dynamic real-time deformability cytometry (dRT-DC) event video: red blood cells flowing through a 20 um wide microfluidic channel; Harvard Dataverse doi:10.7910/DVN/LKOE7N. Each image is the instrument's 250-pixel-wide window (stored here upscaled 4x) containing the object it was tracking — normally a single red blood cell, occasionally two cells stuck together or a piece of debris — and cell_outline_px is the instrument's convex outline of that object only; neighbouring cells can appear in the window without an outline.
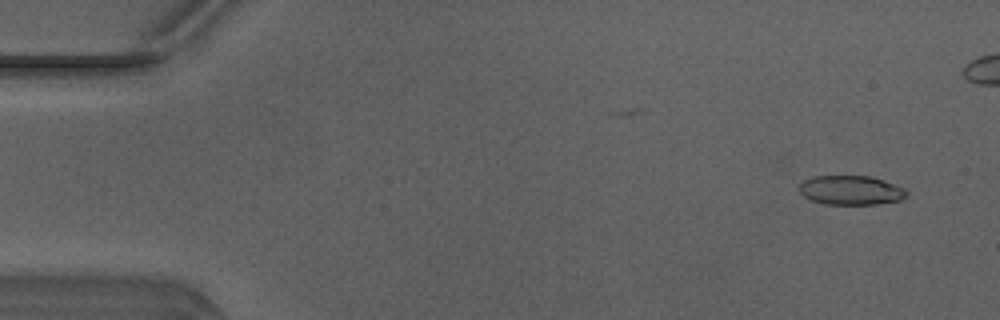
{"species": "Egyptian fruit bat (a non-hibernating species)", "species_latin": "Rousettus aegyptiacus", "temperature_condition": "warm", "stored_images_in_passage": 45, "camera_frame_rate_fps": 3000, "um_per_image_px": 0.085, "animal": {"sex": "male"}, "frame": {"image": 1, "passage_image": 3, "time_ms": 0.667, "image_size_px": [1000, 320], "cell_outline_px": [[908, 196], [904, 200], [876, 204], [824, 204], [812, 200], [804, 196], [800, 192], [800, 184], [804, 180], [816, 176], [872, 176], [884, 180], [904, 188], [908, 192]], "centroid_in_image_um": [72.38, 16.17], "position_along_channel_um": 12.6, "area_um2": 18.38}}
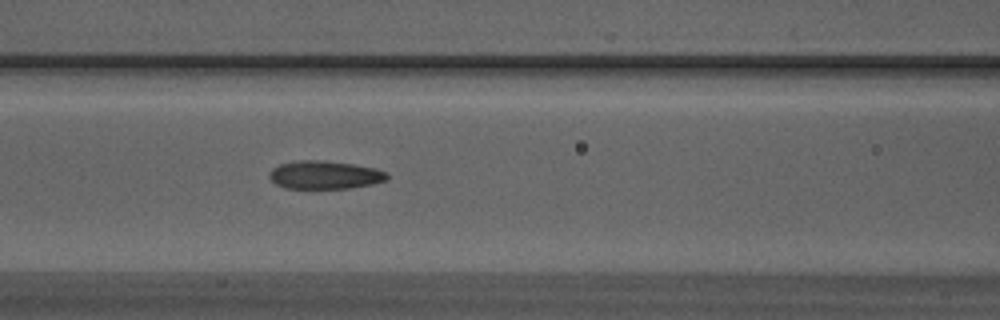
{"frame": {"image": 2, "passage_image": 21, "time_ms": 6.667, "image_size_px": [1000, 320], "cell_outline_px": [[388, 180], [372, 184], [348, 188], [284, 188], [276, 184], [268, 176], [268, 172], [272, 168], [280, 164], [300, 160], [316, 160], [352, 164], [376, 168], [388, 172]], "centroid_in_image_um": [27.6, 14.87], "position_along_channel_um": 139.0, "area_um2": 19.31}}
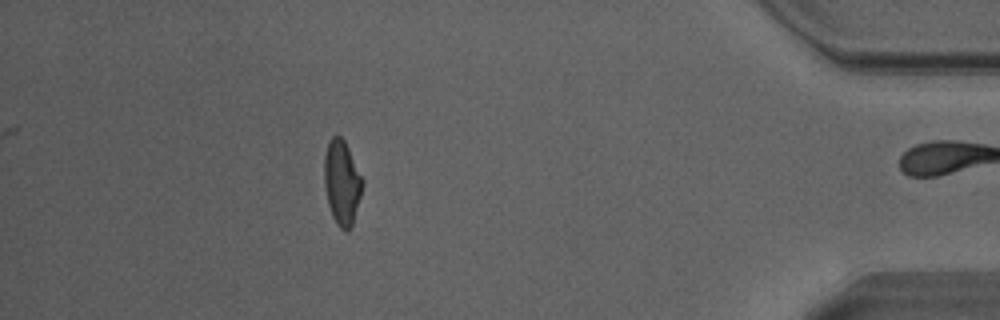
{"frame": {"image": 3, "passage_image": 44, "time_ms": 14.333, "image_size_px": [1000, 320], "cell_outline_px": [[364, 184], [352, 224], [348, 232], [344, 232], [336, 224], [332, 216], [328, 204], [324, 188], [324, 156], [328, 144], [332, 136], [340, 136], [344, 140], [364, 180]], "centroid_in_image_um": [29.06, 15.54], "position_along_channel_um": 406.1, "area_um2": 18.9}, "authors_computed_cell_mechanics": {"area_um2": 19.074, "velocity_mm_per_s": 4.1571, "shape_relaxation_time_tau1_ms": null, "shape_relaxation_time_tau2_ms": 1.8161, "deformation_change_tau1": null, "deformation_change_tau2": 0.0923}}